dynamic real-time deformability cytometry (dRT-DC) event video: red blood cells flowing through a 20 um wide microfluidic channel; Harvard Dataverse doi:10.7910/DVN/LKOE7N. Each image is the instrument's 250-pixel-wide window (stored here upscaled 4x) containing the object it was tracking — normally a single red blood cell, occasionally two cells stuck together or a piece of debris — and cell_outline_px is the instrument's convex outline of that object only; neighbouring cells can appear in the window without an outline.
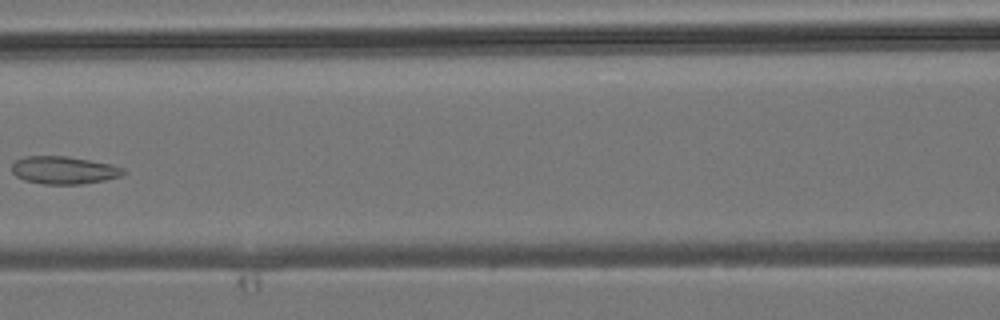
{"species": "common noctule bat (a hibernating species)", "species_latin": "Nyctalus noctula", "temperature_condition": "room temperature", "stored_images_in_passage": 6, "camera_frame_rate_fps": 3000, "um_per_image_px": 0.085, "animal": {"sex": "male", "body_mass_g": 19.2, "forearm_length_mm": 51.8}, "frame": {"image": 1, "passage_image": 6, "time_ms": 5.667, "image_size_px": [1000, 320], "cell_outline_px": [[128, 172], [120, 176], [104, 180], [84, 184], [44, 184], [24, 180], [16, 176], [12, 172], [12, 164], [16, 160], [24, 156], [68, 156], [112, 164], [124, 168]], "centroid_in_image_um": [5.45, 14.46], "position_along_channel_um": 161.2, "area_um2": 18.15}}